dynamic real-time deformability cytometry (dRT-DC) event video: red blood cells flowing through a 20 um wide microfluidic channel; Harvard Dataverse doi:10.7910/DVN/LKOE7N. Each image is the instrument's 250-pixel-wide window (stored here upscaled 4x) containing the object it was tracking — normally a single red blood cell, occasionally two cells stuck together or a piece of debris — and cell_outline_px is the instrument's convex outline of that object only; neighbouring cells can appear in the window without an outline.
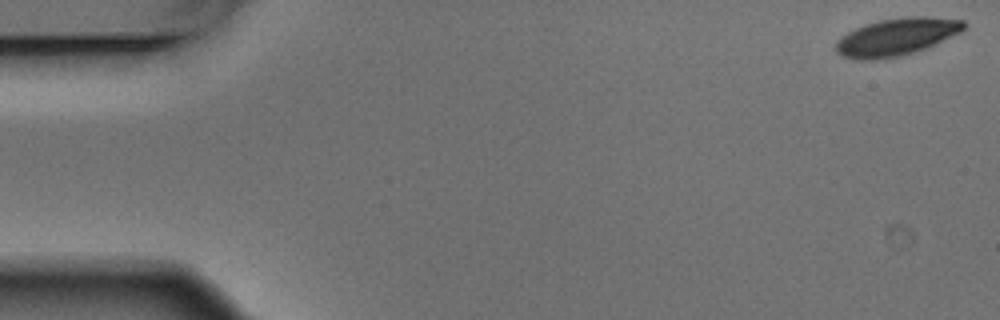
{"species": "Egyptian fruit bat (a non-hibernating species)", "species_latin": "Rousettus aegyptiacus", "temperature_condition": "warm", "stored_images_in_passage": 5, "camera_frame_rate_fps": 3000, "um_per_image_px": 0.085, "animal": {"sex": "male"}, "frame": {"image": 1, "passage_image": 1, "time_ms": 0.0, "image_size_px": [1000, 320], "cell_outline_px": [[968, 24], [960, 32], [928, 48], [900, 56], [876, 60], [856, 60], [844, 56], [836, 52], [836, 40], [848, 32], [864, 24], [880, 20], [908, 16], [928, 16], [964, 20]], "centroid_in_image_um": [76.22, 3.13], "position_along_channel_um": 8.8, "area_um2": 28.09}}
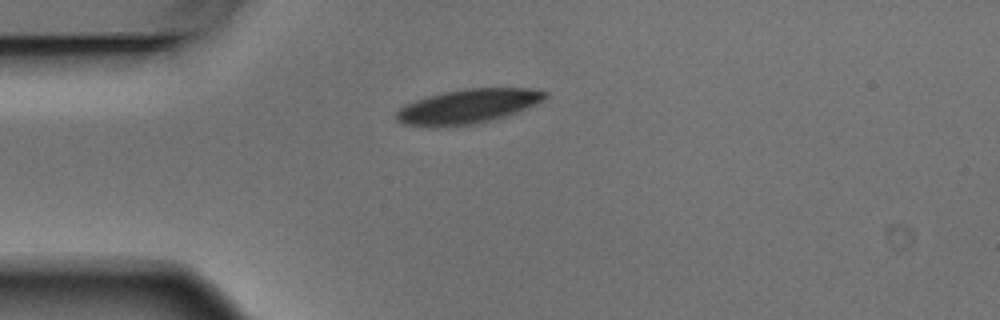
{"frame": {"image": 2, "passage_image": 4, "time_ms": 1.0, "image_size_px": [1000, 320], "cell_outline_px": [[548, 96], [544, 100], [536, 104], [516, 112], [492, 120], [472, 124], [436, 128], [404, 124], [396, 120], [396, 112], [404, 104], [428, 96], [444, 92], [464, 88], [528, 88], [548, 92]], "centroid_in_image_um": [39.75, 9.04], "position_along_channel_um": 45.3, "area_um2": 29.88}}